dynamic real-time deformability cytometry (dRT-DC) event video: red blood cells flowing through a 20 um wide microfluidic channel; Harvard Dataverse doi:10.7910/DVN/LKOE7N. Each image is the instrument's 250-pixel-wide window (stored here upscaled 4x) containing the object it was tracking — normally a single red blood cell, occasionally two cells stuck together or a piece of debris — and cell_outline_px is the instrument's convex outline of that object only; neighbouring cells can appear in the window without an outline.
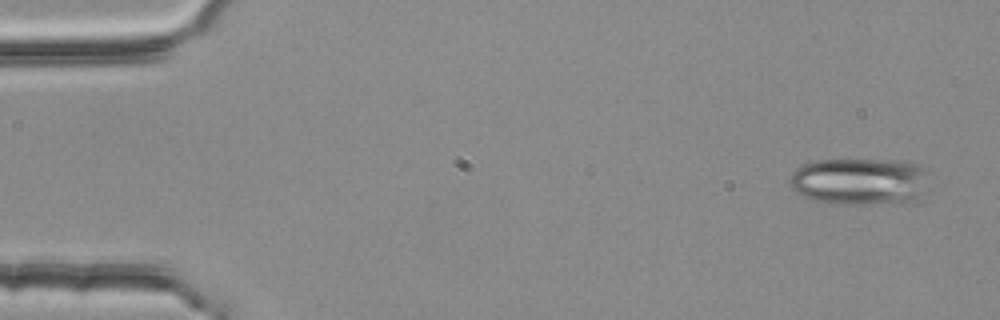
{"species": "common noctule bat (a hibernating species)", "species_latin": "Nyctalus noctula", "temperature_condition": "room temperature", "stored_images_in_passage": 4, "camera_frame_rate_fps": 3000, "um_per_image_px": 0.085, "animal": {"sex": "female", "body_mass_g": 25.1}, "frame": {"image": 1, "passage_image": 1, "time_ms": 0.0, "image_size_px": [1000, 320], "cell_outline_px": [[924, 172], [916, 200], [900, 204], [828, 204], [804, 196], [796, 192], [792, 188], [792, 172], [796, 168], [804, 164], [816, 160], [896, 160], [916, 164], [924, 168]], "centroid_in_image_um": [72.99, 15.43], "position_along_channel_um": 12.0, "area_um2": 37.57}}